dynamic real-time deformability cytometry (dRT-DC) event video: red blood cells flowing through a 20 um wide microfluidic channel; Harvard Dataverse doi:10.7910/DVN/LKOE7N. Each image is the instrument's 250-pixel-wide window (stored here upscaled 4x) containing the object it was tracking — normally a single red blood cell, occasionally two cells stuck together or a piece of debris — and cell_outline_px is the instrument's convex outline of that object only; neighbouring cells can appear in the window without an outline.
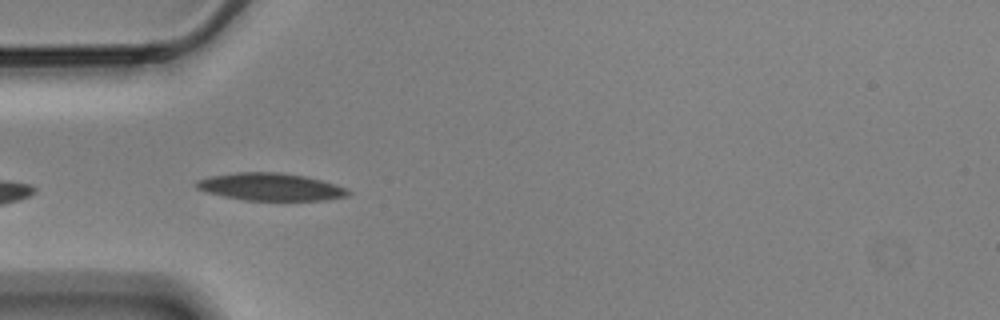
{"species": "Egyptian fruit bat (a non-hibernating species)", "species_latin": "Rousettus aegyptiacus", "temperature_condition": "cold", "stored_images_in_passage": 20, "camera_frame_rate_fps": 3000, "um_per_image_px": 0.085, "animal": {"sex": "male"}, "frame": {"image": 1, "passage_image": 3, "time_ms": 0.667, "image_size_px": [1000, 320], "cell_outline_px": [[352, 192], [344, 196], [320, 200], [244, 200], [224, 196], [208, 192], [196, 188], [196, 180], [208, 176], [236, 172], [280, 172], [304, 176], [320, 180], [344, 188]], "centroid_in_image_um": [22.91, 15.87], "position_along_channel_um": 62.1, "area_um2": 23.93}}
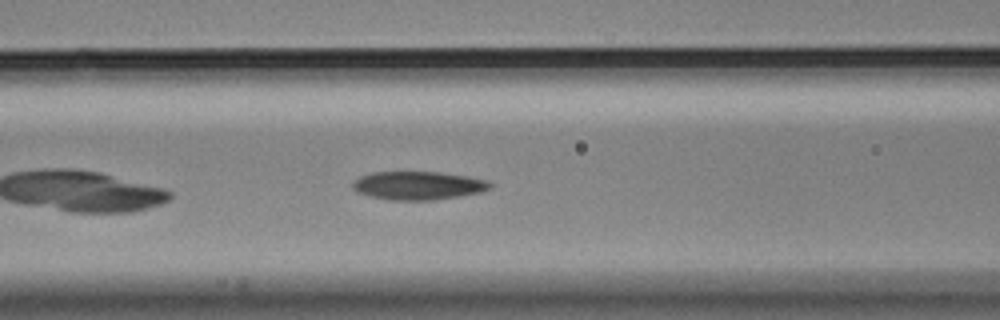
{"frame": {"image": 2, "passage_image": 9, "time_ms": 2.667, "image_size_px": [1000, 320], "cell_outline_px": [[492, 188], [480, 192], [460, 196], [432, 200], [388, 200], [356, 192], [352, 188], [352, 184], [360, 176], [372, 172], [440, 172], [468, 176], [488, 180], [492, 184]], "centroid_in_image_um": [35.56, 15.77], "position_along_channel_um": 131.0, "area_um2": 22.77}}
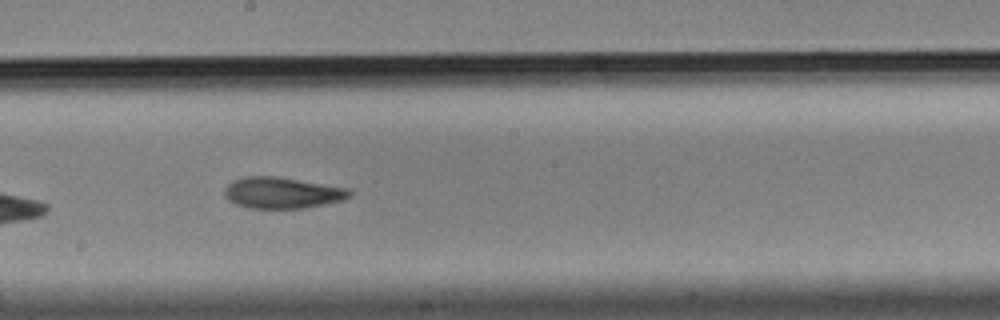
{"frame": {"image": 3, "passage_image": 17, "time_ms": 5.333, "image_size_px": [1000, 320], "cell_outline_px": [[352, 196], [344, 200], [304, 208], [248, 208], [236, 204], [228, 200], [224, 196], [224, 188], [232, 180], [244, 176], [276, 176], [348, 188], [352, 192]], "centroid_in_image_um": [23.96, 16.38], "position_along_channel_um": 224.2, "area_um2": 22.89}}